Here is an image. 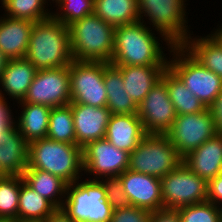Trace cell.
<instances>
[{
  "label": "cell",
  "instance_id": "5bb4252c",
  "mask_svg": "<svg viewBox=\"0 0 222 222\" xmlns=\"http://www.w3.org/2000/svg\"><path fill=\"white\" fill-rule=\"evenodd\" d=\"M129 152L111 144L106 138L89 142L83 148L84 172L105 177L120 176L128 169Z\"/></svg>",
  "mask_w": 222,
  "mask_h": 222
},
{
  "label": "cell",
  "instance_id": "d6986e66",
  "mask_svg": "<svg viewBox=\"0 0 222 222\" xmlns=\"http://www.w3.org/2000/svg\"><path fill=\"white\" fill-rule=\"evenodd\" d=\"M34 22L26 19L0 20V51L7 59L25 58Z\"/></svg>",
  "mask_w": 222,
  "mask_h": 222
},
{
  "label": "cell",
  "instance_id": "277c9868",
  "mask_svg": "<svg viewBox=\"0 0 222 222\" xmlns=\"http://www.w3.org/2000/svg\"><path fill=\"white\" fill-rule=\"evenodd\" d=\"M68 27L74 60L106 63L112 61L113 25L92 13L74 21Z\"/></svg>",
  "mask_w": 222,
  "mask_h": 222
},
{
  "label": "cell",
  "instance_id": "f35d334b",
  "mask_svg": "<svg viewBox=\"0 0 222 222\" xmlns=\"http://www.w3.org/2000/svg\"><path fill=\"white\" fill-rule=\"evenodd\" d=\"M207 201H210L217 205L222 204V171L218 176L208 182V197Z\"/></svg>",
  "mask_w": 222,
  "mask_h": 222
},
{
  "label": "cell",
  "instance_id": "7402d4cb",
  "mask_svg": "<svg viewBox=\"0 0 222 222\" xmlns=\"http://www.w3.org/2000/svg\"><path fill=\"white\" fill-rule=\"evenodd\" d=\"M29 143L15 127L0 146V170L4 175L22 176L28 166Z\"/></svg>",
  "mask_w": 222,
  "mask_h": 222
},
{
  "label": "cell",
  "instance_id": "4fadbf2b",
  "mask_svg": "<svg viewBox=\"0 0 222 222\" xmlns=\"http://www.w3.org/2000/svg\"><path fill=\"white\" fill-rule=\"evenodd\" d=\"M137 115L147 134H166L171 128L177 114L162 79L138 105Z\"/></svg>",
  "mask_w": 222,
  "mask_h": 222
},
{
  "label": "cell",
  "instance_id": "484cf974",
  "mask_svg": "<svg viewBox=\"0 0 222 222\" xmlns=\"http://www.w3.org/2000/svg\"><path fill=\"white\" fill-rule=\"evenodd\" d=\"M94 14L114 27L140 20L137 0H94Z\"/></svg>",
  "mask_w": 222,
  "mask_h": 222
},
{
  "label": "cell",
  "instance_id": "5b68a950",
  "mask_svg": "<svg viewBox=\"0 0 222 222\" xmlns=\"http://www.w3.org/2000/svg\"><path fill=\"white\" fill-rule=\"evenodd\" d=\"M183 162L165 134H147L130 153L128 169L162 178Z\"/></svg>",
  "mask_w": 222,
  "mask_h": 222
},
{
  "label": "cell",
  "instance_id": "44dd1931",
  "mask_svg": "<svg viewBox=\"0 0 222 222\" xmlns=\"http://www.w3.org/2000/svg\"><path fill=\"white\" fill-rule=\"evenodd\" d=\"M37 69L26 58L8 59L0 77L6 93L20 102L24 100Z\"/></svg>",
  "mask_w": 222,
  "mask_h": 222
},
{
  "label": "cell",
  "instance_id": "74e56055",
  "mask_svg": "<svg viewBox=\"0 0 222 222\" xmlns=\"http://www.w3.org/2000/svg\"><path fill=\"white\" fill-rule=\"evenodd\" d=\"M150 222H180L179 210L175 208H160L151 213Z\"/></svg>",
  "mask_w": 222,
  "mask_h": 222
},
{
  "label": "cell",
  "instance_id": "bcb514c9",
  "mask_svg": "<svg viewBox=\"0 0 222 222\" xmlns=\"http://www.w3.org/2000/svg\"><path fill=\"white\" fill-rule=\"evenodd\" d=\"M5 175L1 172V170H0V179L2 178V177H4Z\"/></svg>",
  "mask_w": 222,
  "mask_h": 222
},
{
  "label": "cell",
  "instance_id": "603a6c76",
  "mask_svg": "<svg viewBox=\"0 0 222 222\" xmlns=\"http://www.w3.org/2000/svg\"><path fill=\"white\" fill-rule=\"evenodd\" d=\"M104 85L107 105L111 114H137L138 106L124 89L121 71L113 64L104 62Z\"/></svg>",
  "mask_w": 222,
  "mask_h": 222
},
{
  "label": "cell",
  "instance_id": "7bdbcfd3",
  "mask_svg": "<svg viewBox=\"0 0 222 222\" xmlns=\"http://www.w3.org/2000/svg\"><path fill=\"white\" fill-rule=\"evenodd\" d=\"M222 27V26H221ZM222 44V28L218 29L215 34H212Z\"/></svg>",
  "mask_w": 222,
  "mask_h": 222
},
{
  "label": "cell",
  "instance_id": "52a82bcc",
  "mask_svg": "<svg viewBox=\"0 0 222 222\" xmlns=\"http://www.w3.org/2000/svg\"><path fill=\"white\" fill-rule=\"evenodd\" d=\"M170 48L172 49L170 52L176 54L174 55L176 58L168 61V67L180 78L188 90L206 108H209L222 92V78L199 63L189 52L187 53L186 49L184 50L182 45Z\"/></svg>",
  "mask_w": 222,
  "mask_h": 222
},
{
  "label": "cell",
  "instance_id": "e575fe53",
  "mask_svg": "<svg viewBox=\"0 0 222 222\" xmlns=\"http://www.w3.org/2000/svg\"><path fill=\"white\" fill-rule=\"evenodd\" d=\"M101 182L106 191V200L113 211L130 205L118 176L107 177V179Z\"/></svg>",
  "mask_w": 222,
  "mask_h": 222
},
{
  "label": "cell",
  "instance_id": "ffe728a7",
  "mask_svg": "<svg viewBox=\"0 0 222 222\" xmlns=\"http://www.w3.org/2000/svg\"><path fill=\"white\" fill-rule=\"evenodd\" d=\"M122 74L124 89L138 106L158 83L168 66H116Z\"/></svg>",
  "mask_w": 222,
  "mask_h": 222
},
{
  "label": "cell",
  "instance_id": "f1b7e54d",
  "mask_svg": "<svg viewBox=\"0 0 222 222\" xmlns=\"http://www.w3.org/2000/svg\"><path fill=\"white\" fill-rule=\"evenodd\" d=\"M182 46L204 67L222 78V44L213 35L188 39Z\"/></svg>",
  "mask_w": 222,
  "mask_h": 222
},
{
  "label": "cell",
  "instance_id": "ac0fdd59",
  "mask_svg": "<svg viewBox=\"0 0 222 222\" xmlns=\"http://www.w3.org/2000/svg\"><path fill=\"white\" fill-rule=\"evenodd\" d=\"M146 135L137 114H111L105 138L115 147L131 153Z\"/></svg>",
  "mask_w": 222,
  "mask_h": 222
},
{
  "label": "cell",
  "instance_id": "9a60e30c",
  "mask_svg": "<svg viewBox=\"0 0 222 222\" xmlns=\"http://www.w3.org/2000/svg\"><path fill=\"white\" fill-rule=\"evenodd\" d=\"M130 205L150 212L164 208L160 178L129 169L118 176Z\"/></svg>",
  "mask_w": 222,
  "mask_h": 222
},
{
  "label": "cell",
  "instance_id": "f6af8a7d",
  "mask_svg": "<svg viewBox=\"0 0 222 222\" xmlns=\"http://www.w3.org/2000/svg\"><path fill=\"white\" fill-rule=\"evenodd\" d=\"M14 222H42V221H31V220H18V219H15Z\"/></svg>",
  "mask_w": 222,
  "mask_h": 222
},
{
  "label": "cell",
  "instance_id": "ee69618b",
  "mask_svg": "<svg viewBox=\"0 0 222 222\" xmlns=\"http://www.w3.org/2000/svg\"><path fill=\"white\" fill-rule=\"evenodd\" d=\"M0 222H14V220L8 219V218H1L0 217Z\"/></svg>",
  "mask_w": 222,
  "mask_h": 222
},
{
  "label": "cell",
  "instance_id": "e0dca14e",
  "mask_svg": "<svg viewBox=\"0 0 222 222\" xmlns=\"http://www.w3.org/2000/svg\"><path fill=\"white\" fill-rule=\"evenodd\" d=\"M183 163L207 182L222 171V135L217 134L183 157Z\"/></svg>",
  "mask_w": 222,
  "mask_h": 222
},
{
  "label": "cell",
  "instance_id": "ba28073f",
  "mask_svg": "<svg viewBox=\"0 0 222 222\" xmlns=\"http://www.w3.org/2000/svg\"><path fill=\"white\" fill-rule=\"evenodd\" d=\"M184 0H137L138 13L146 15L168 45L181 46L188 39Z\"/></svg>",
  "mask_w": 222,
  "mask_h": 222
},
{
  "label": "cell",
  "instance_id": "8d00e7d4",
  "mask_svg": "<svg viewBox=\"0 0 222 222\" xmlns=\"http://www.w3.org/2000/svg\"><path fill=\"white\" fill-rule=\"evenodd\" d=\"M9 111L10 109L0 91V146L9 138V132L17 127L14 125L15 122H13L11 112Z\"/></svg>",
  "mask_w": 222,
  "mask_h": 222
},
{
  "label": "cell",
  "instance_id": "836d02e7",
  "mask_svg": "<svg viewBox=\"0 0 222 222\" xmlns=\"http://www.w3.org/2000/svg\"><path fill=\"white\" fill-rule=\"evenodd\" d=\"M57 3L64 12L62 11V15L57 13L52 16L67 26L94 13V0H58Z\"/></svg>",
  "mask_w": 222,
  "mask_h": 222
},
{
  "label": "cell",
  "instance_id": "7c38bea8",
  "mask_svg": "<svg viewBox=\"0 0 222 222\" xmlns=\"http://www.w3.org/2000/svg\"><path fill=\"white\" fill-rule=\"evenodd\" d=\"M70 87L69 66L37 70L21 103L46 105L51 108L69 105Z\"/></svg>",
  "mask_w": 222,
  "mask_h": 222
},
{
  "label": "cell",
  "instance_id": "d6a6232c",
  "mask_svg": "<svg viewBox=\"0 0 222 222\" xmlns=\"http://www.w3.org/2000/svg\"><path fill=\"white\" fill-rule=\"evenodd\" d=\"M180 222H222V207L210 201L178 208Z\"/></svg>",
  "mask_w": 222,
  "mask_h": 222
},
{
  "label": "cell",
  "instance_id": "60d3db41",
  "mask_svg": "<svg viewBox=\"0 0 222 222\" xmlns=\"http://www.w3.org/2000/svg\"><path fill=\"white\" fill-rule=\"evenodd\" d=\"M43 222H74L62 208H56Z\"/></svg>",
  "mask_w": 222,
  "mask_h": 222
},
{
  "label": "cell",
  "instance_id": "2e32d148",
  "mask_svg": "<svg viewBox=\"0 0 222 222\" xmlns=\"http://www.w3.org/2000/svg\"><path fill=\"white\" fill-rule=\"evenodd\" d=\"M73 114L76 145L84 148L89 142L103 139L111 112L107 107L70 103Z\"/></svg>",
  "mask_w": 222,
  "mask_h": 222
},
{
  "label": "cell",
  "instance_id": "8fae6325",
  "mask_svg": "<svg viewBox=\"0 0 222 222\" xmlns=\"http://www.w3.org/2000/svg\"><path fill=\"white\" fill-rule=\"evenodd\" d=\"M71 103L106 107L104 62L76 61L69 65Z\"/></svg>",
  "mask_w": 222,
  "mask_h": 222
},
{
  "label": "cell",
  "instance_id": "b9f144b4",
  "mask_svg": "<svg viewBox=\"0 0 222 222\" xmlns=\"http://www.w3.org/2000/svg\"><path fill=\"white\" fill-rule=\"evenodd\" d=\"M7 61H8L7 57L0 51V77L6 66Z\"/></svg>",
  "mask_w": 222,
  "mask_h": 222
},
{
  "label": "cell",
  "instance_id": "6da1fadb",
  "mask_svg": "<svg viewBox=\"0 0 222 222\" xmlns=\"http://www.w3.org/2000/svg\"><path fill=\"white\" fill-rule=\"evenodd\" d=\"M25 58L37 70L69 66L74 60L69 27L53 16L34 22Z\"/></svg>",
  "mask_w": 222,
  "mask_h": 222
},
{
  "label": "cell",
  "instance_id": "f546056e",
  "mask_svg": "<svg viewBox=\"0 0 222 222\" xmlns=\"http://www.w3.org/2000/svg\"><path fill=\"white\" fill-rule=\"evenodd\" d=\"M47 138L58 142L76 144L73 114L70 105L51 109Z\"/></svg>",
  "mask_w": 222,
  "mask_h": 222
},
{
  "label": "cell",
  "instance_id": "4dcf8cb0",
  "mask_svg": "<svg viewBox=\"0 0 222 222\" xmlns=\"http://www.w3.org/2000/svg\"><path fill=\"white\" fill-rule=\"evenodd\" d=\"M45 3L46 0H2V5L8 14L7 17L32 22L42 21L52 16L51 13L44 10Z\"/></svg>",
  "mask_w": 222,
  "mask_h": 222
},
{
  "label": "cell",
  "instance_id": "3957f363",
  "mask_svg": "<svg viewBox=\"0 0 222 222\" xmlns=\"http://www.w3.org/2000/svg\"><path fill=\"white\" fill-rule=\"evenodd\" d=\"M27 169L49 172L71 184L78 181L80 170H84L83 148L47 137L34 140L29 143Z\"/></svg>",
  "mask_w": 222,
  "mask_h": 222
},
{
  "label": "cell",
  "instance_id": "9c48e42d",
  "mask_svg": "<svg viewBox=\"0 0 222 222\" xmlns=\"http://www.w3.org/2000/svg\"><path fill=\"white\" fill-rule=\"evenodd\" d=\"M164 208L178 209L183 206L207 201L208 182L183 162L160 179Z\"/></svg>",
  "mask_w": 222,
  "mask_h": 222
},
{
  "label": "cell",
  "instance_id": "d590c367",
  "mask_svg": "<svg viewBox=\"0 0 222 222\" xmlns=\"http://www.w3.org/2000/svg\"><path fill=\"white\" fill-rule=\"evenodd\" d=\"M151 213L148 210L129 205L114 210L109 222H150Z\"/></svg>",
  "mask_w": 222,
  "mask_h": 222
},
{
  "label": "cell",
  "instance_id": "ab89813d",
  "mask_svg": "<svg viewBox=\"0 0 222 222\" xmlns=\"http://www.w3.org/2000/svg\"><path fill=\"white\" fill-rule=\"evenodd\" d=\"M209 109L215 119L218 134H222V92L216 97Z\"/></svg>",
  "mask_w": 222,
  "mask_h": 222
},
{
  "label": "cell",
  "instance_id": "7a4b0ae2",
  "mask_svg": "<svg viewBox=\"0 0 222 222\" xmlns=\"http://www.w3.org/2000/svg\"><path fill=\"white\" fill-rule=\"evenodd\" d=\"M140 20L114 28L115 66H168L156 37Z\"/></svg>",
  "mask_w": 222,
  "mask_h": 222
},
{
  "label": "cell",
  "instance_id": "d4e9b609",
  "mask_svg": "<svg viewBox=\"0 0 222 222\" xmlns=\"http://www.w3.org/2000/svg\"><path fill=\"white\" fill-rule=\"evenodd\" d=\"M161 79L166 84L177 115L203 112L207 109L169 67L165 69Z\"/></svg>",
  "mask_w": 222,
  "mask_h": 222
},
{
  "label": "cell",
  "instance_id": "83f0119b",
  "mask_svg": "<svg viewBox=\"0 0 222 222\" xmlns=\"http://www.w3.org/2000/svg\"><path fill=\"white\" fill-rule=\"evenodd\" d=\"M23 179L34 191L49 200L56 208L63 207V201L55 199L58 194H67V183L53 174L39 169H26ZM57 194V195H56Z\"/></svg>",
  "mask_w": 222,
  "mask_h": 222
},
{
  "label": "cell",
  "instance_id": "4316f807",
  "mask_svg": "<svg viewBox=\"0 0 222 222\" xmlns=\"http://www.w3.org/2000/svg\"><path fill=\"white\" fill-rule=\"evenodd\" d=\"M56 207L46 198L34 191L20 176L18 200V220L44 221Z\"/></svg>",
  "mask_w": 222,
  "mask_h": 222
},
{
  "label": "cell",
  "instance_id": "1f68e13d",
  "mask_svg": "<svg viewBox=\"0 0 222 222\" xmlns=\"http://www.w3.org/2000/svg\"><path fill=\"white\" fill-rule=\"evenodd\" d=\"M20 176L5 175L0 179V217L17 219Z\"/></svg>",
  "mask_w": 222,
  "mask_h": 222
},
{
  "label": "cell",
  "instance_id": "30bf717a",
  "mask_svg": "<svg viewBox=\"0 0 222 222\" xmlns=\"http://www.w3.org/2000/svg\"><path fill=\"white\" fill-rule=\"evenodd\" d=\"M217 134L215 119L207 108L203 112L177 115L165 135L183 158Z\"/></svg>",
  "mask_w": 222,
  "mask_h": 222
},
{
  "label": "cell",
  "instance_id": "cb8c5ba5",
  "mask_svg": "<svg viewBox=\"0 0 222 222\" xmlns=\"http://www.w3.org/2000/svg\"><path fill=\"white\" fill-rule=\"evenodd\" d=\"M23 107L17 129L30 143L47 137L51 107L46 105L20 103Z\"/></svg>",
  "mask_w": 222,
  "mask_h": 222
},
{
  "label": "cell",
  "instance_id": "8992f818",
  "mask_svg": "<svg viewBox=\"0 0 222 222\" xmlns=\"http://www.w3.org/2000/svg\"><path fill=\"white\" fill-rule=\"evenodd\" d=\"M76 183L67 185L68 194L62 209L74 222H109L113 210L106 200L102 182L90 179Z\"/></svg>",
  "mask_w": 222,
  "mask_h": 222
}]
</instances>
